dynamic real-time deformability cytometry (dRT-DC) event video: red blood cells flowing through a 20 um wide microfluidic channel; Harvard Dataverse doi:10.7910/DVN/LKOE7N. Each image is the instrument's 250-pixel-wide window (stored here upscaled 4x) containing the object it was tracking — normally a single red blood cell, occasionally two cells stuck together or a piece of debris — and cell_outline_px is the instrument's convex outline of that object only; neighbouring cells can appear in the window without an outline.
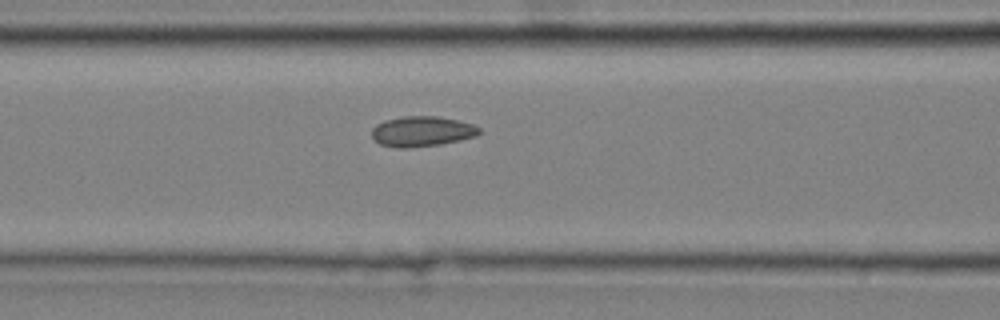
{"species": "common noctule bat (a hibernating species)", "species_latin": "Nyctalus noctula", "temperature_condition": "cold", "stored_images_in_passage": 5, "camera_frame_rate_fps": 3000, "um_per_image_px": 0.085, "animal": {"sex": "male", "body_mass_g": 20.4}, "frame": {"image": 1, "passage_image": 5, "time_ms": 1.333, "image_size_px": [1000, 320], "cell_outline_px": [[480, 132], [476, 136], [460, 140], [440, 144], [408, 148], [396, 148], [380, 144], [372, 140], [372, 128], [376, 124], [384, 120], [404, 116], [436, 116], [456, 120], [472, 124], [480, 128]], "centroid_in_image_um": [35.82, 11.17], "position_along_channel_um": 130.8, "area_um2": 19.02}}